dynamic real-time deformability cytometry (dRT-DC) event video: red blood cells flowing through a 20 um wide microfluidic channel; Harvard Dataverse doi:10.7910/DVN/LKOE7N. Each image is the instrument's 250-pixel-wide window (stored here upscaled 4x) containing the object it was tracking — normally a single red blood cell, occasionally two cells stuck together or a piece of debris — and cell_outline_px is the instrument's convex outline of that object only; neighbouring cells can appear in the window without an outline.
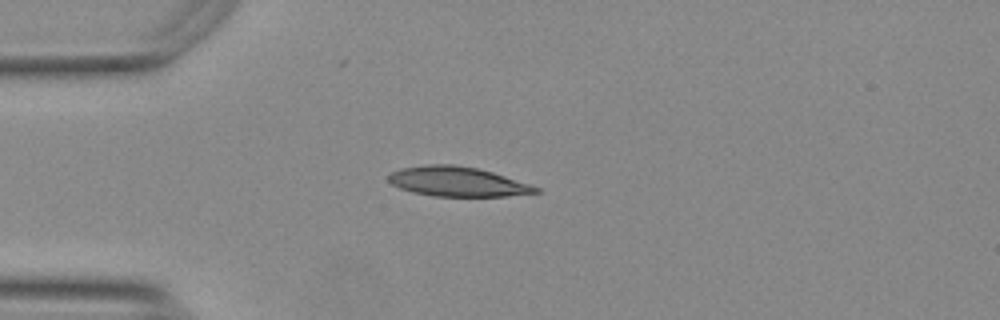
{"species": "Egyptian fruit bat (a non-hibernating species)", "species_latin": "Rousettus aegyptiacus", "temperature_condition": "warm", "stored_images_in_passage": 41, "camera_frame_rate_fps": 3000, "um_per_image_px": 0.085, "animal": {"sex": "female"}, "frame": {"image": 1, "passage_image": 1, "time_ms": 0.0, "image_size_px": [1000, 320], "cell_outline_px": [[540, 192], [504, 196], [432, 196], [412, 192], [400, 188], [392, 184], [388, 180], [388, 176], [392, 172], [400, 168], [428, 164], [456, 164], [476, 168], [492, 172], [532, 184], [540, 188]], "centroid_in_image_um": [38.88, 15.43], "position_along_channel_um": 46.1, "area_um2": 25.49}}
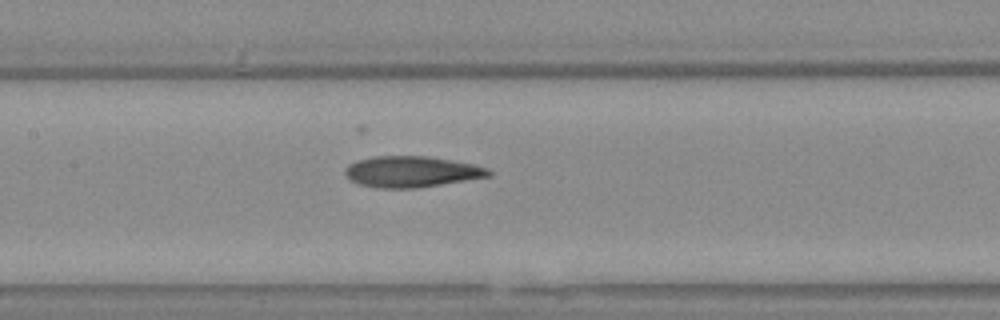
{"frame": {"image": 2, "passage_image": 13, "time_ms": 4.0, "image_size_px": [1000, 320], "cell_outline_px": [[492, 176], [416, 188], [380, 188], [360, 184], [352, 180], [344, 172], [344, 168], [348, 164], [356, 160], [376, 156], [428, 156], [472, 164], [488, 168], [492, 172]], "centroid_in_image_um": [34.98, 14.59], "position_along_channel_um": 172.4, "area_um2": 25.84}}
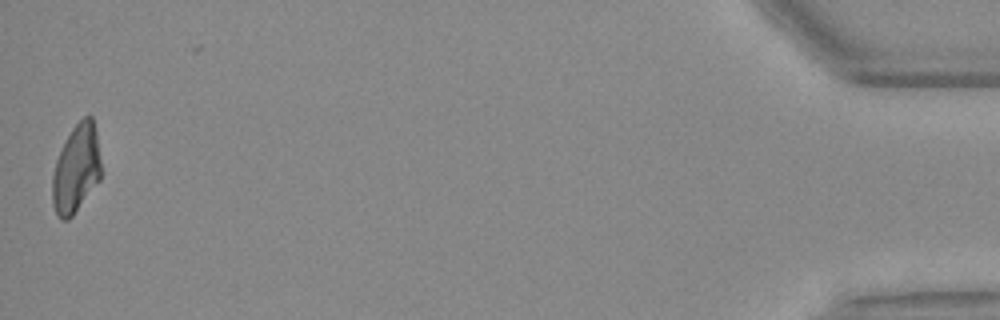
{"frame": {"image": 3, "passage_image": 41, "time_ms": 13.333, "image_size_px": [1000, 320], "cell_outline_px": [[100, 180], [72, 216], [68, 220], [60, 220], [52, 204], [52, 176], [56, 160], [72, 128], [84, 116], [92, 116], [96, 132], [100, 160]], "centroid_in_image_um": [6.47, 14.38], "position_along_channel_um": 428.7, "area_um2": 24.74}, "authors_computed_cell_mechanics": {"area_um2": 25.8366, "velocity_mm_per_s": 3.7434, "shape_relaxation_time_tau1_ms": 10.8741, "shape_relaxation_time_tau2_ms": 3.6776, "deformation_change_tau1": 0.2547, "deformation_change_tau2": 0.1292}}